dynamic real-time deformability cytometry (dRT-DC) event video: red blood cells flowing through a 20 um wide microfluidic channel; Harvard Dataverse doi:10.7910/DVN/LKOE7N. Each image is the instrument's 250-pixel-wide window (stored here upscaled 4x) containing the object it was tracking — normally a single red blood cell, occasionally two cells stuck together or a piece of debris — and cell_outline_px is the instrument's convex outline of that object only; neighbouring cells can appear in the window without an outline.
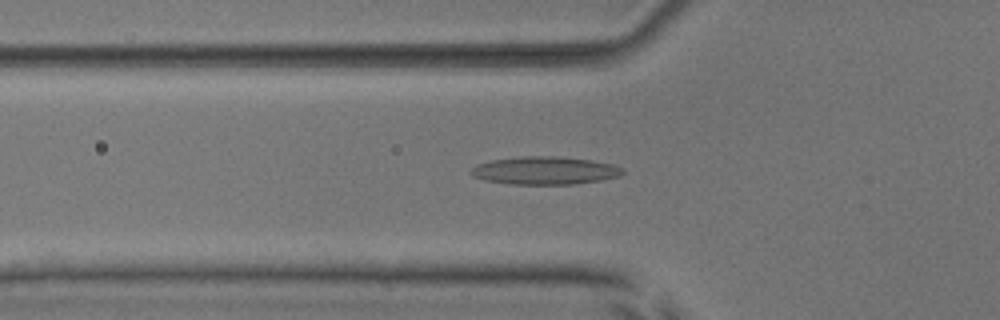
{"species": "common noctule bat (a hibernating species)", "species_latin": "Nyctalus noctula", "temperature_condition": "room temperature", "stored_images_in_passage": 54, "camera_frame_rate_fps": 3000, "um_per_image_px": 0.085, "animal": {"sex": "male", "body_mass_g": 17.9, "forearm_length_mm": 54.2}, "frame": {"image": 1, "passage_image": 19, "time_ms": 6.0, "image_size_px": [1000, 320], "cell_outline_px": [[624, 172], [620, 176], [600, 180], [576, 184], [512, 184], [484, 180], [472, 176], [468, 172], [476, 164], [492, 160], [520, 156], [556, 156], [592, 160], [612, 164], [624, 168]], "centroid_in_image_um": [46.3, 14.49], "position_along_channel_um": 79.5, "area_um2": 24.8}}
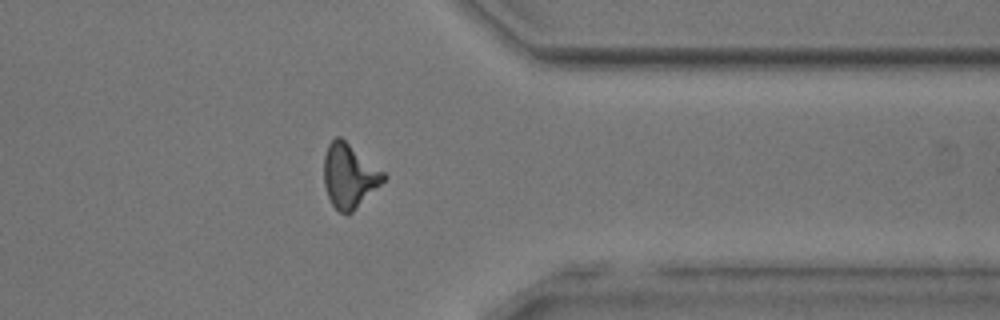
{"frame": {"image": 2, "passage_image": 43, "time_ms": 14.0, "image_size_px": [1000, 320], "cell_outline_px": [[388, 176], [348, 216], [340, 212], [332, 204], [328, 196], [324, 184], [324, 156], [328, 144], [336, 136], [340, 136], [384, 172]], "centroid_in_image_um": [29.67, 14.94], "position_along_channel_um": 381.7, "area_um2": 21.96}}
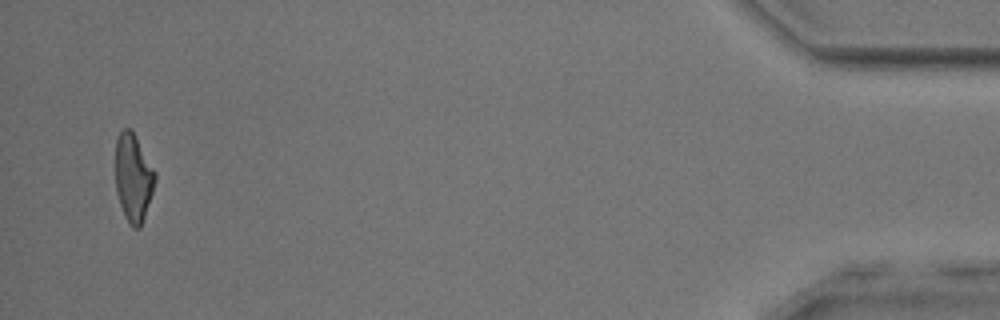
{"frame": {"image": 3, "passage_image": 52, "time_ms": 17.0, "image_size_px": [1000, 320], "cell_outline_px": [[156, 180], [140, 228], [132, 228], [124, 216], [116, 192], [116, 140], [120, 132], [124, 128], [132, 128], [156, 172]], "centroid_in_image_um": [11.33, 15.07], "position_along_channel_um": 423.9, "area_um2": 20.29}, "authors_computed_cell_mechanics": {"area_um2": 21.8773, "velocity_mm_per_s": 3.8771, "shape_relaxation_time_tau1_ms": null, "shape_relaxation_time_tau2_ms": 2.1416, "deformation_change_tau1": null, "deformation_change_tau2": 0.1286}}